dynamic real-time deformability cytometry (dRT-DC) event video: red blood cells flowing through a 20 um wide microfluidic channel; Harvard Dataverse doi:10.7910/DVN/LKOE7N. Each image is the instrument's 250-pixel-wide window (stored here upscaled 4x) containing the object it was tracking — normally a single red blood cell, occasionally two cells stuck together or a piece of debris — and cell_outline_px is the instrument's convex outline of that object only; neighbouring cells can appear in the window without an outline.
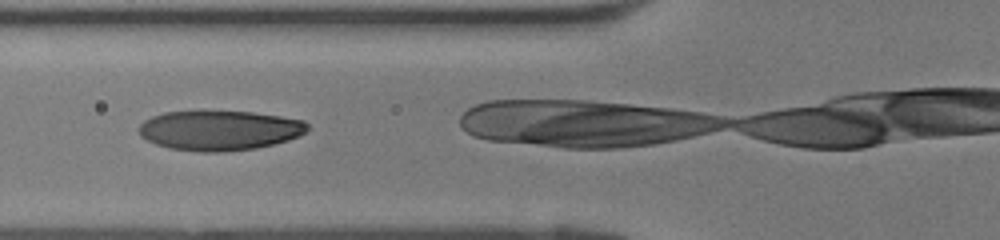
{"species": "human", "species_latin": "Homo sapiens", "temperature_condition": "room temperature", "stored_images_in_passage": 20, "camera_frame_rate_fps": 3000, "um_per_image_px": 0.085, "donor": {"sex": "female"}, "frame": {"image": 1, "passage_image": 4, "time_ms": 1.0, "image_size_px": [1000, 240], "cell_outline_px": [[308, 128], [300, 136], [288, 140], [256, 148], [220, 152], [200, 152], [168, 148], [156, 144], [140, 136], [140, 124], [144, 120], [152, 116], [164, 112], [252, 112], [280, 116], [304, 120], [308, 124]], "centroid_in_image_um": [18.66, 11.09], "position_along_channel_um": 107.1, "area_um2": 38.9}}
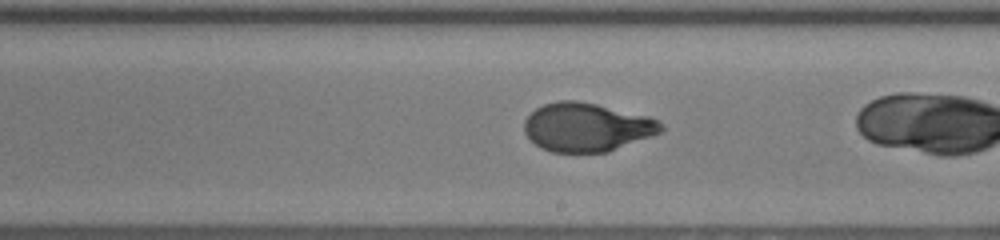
{"frame": {"image": 2, "passage_image": 12, "time_ms": 3.667, "image_size_px": [1000, 240], "cell_outline_px": [[664, 128], [660, 132], [652, 136], [608, 152], [552, 152], [540, 148], [524, 132], [524, 120], [536, 108], [544, 104], [560, 100], [576, 100], [596, 104], [648, 116], [664, 124]], "centroid_in_image_um": [49.87, 10.81], "position_along_channel_um": 239.1, "area_um2": 38.67}}
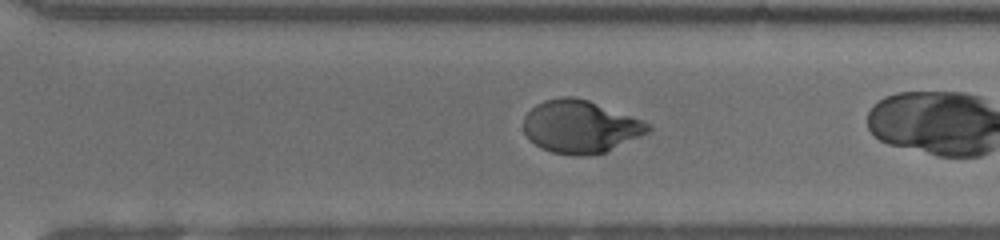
{"frame": {"image": 3, "passage_image": 17, "time_ms": 5.333, "image_size_px": [1000, 240], "cell_outline_px": [[652, 128], [648, 132], [640, 136], [604, 152], [588, 156], [572, 156], [552, 152], [540, 148], [528, 140], [524, 132], [524, 116], [536, 104], [544, 100], [564, 96], [572, 96], [588, 100], [632, 116], [648, 124]], "centroid_in_image_um": [49.27, 10.77], "position_along_channel_um": 321.3, "area_um2": 38.15}}